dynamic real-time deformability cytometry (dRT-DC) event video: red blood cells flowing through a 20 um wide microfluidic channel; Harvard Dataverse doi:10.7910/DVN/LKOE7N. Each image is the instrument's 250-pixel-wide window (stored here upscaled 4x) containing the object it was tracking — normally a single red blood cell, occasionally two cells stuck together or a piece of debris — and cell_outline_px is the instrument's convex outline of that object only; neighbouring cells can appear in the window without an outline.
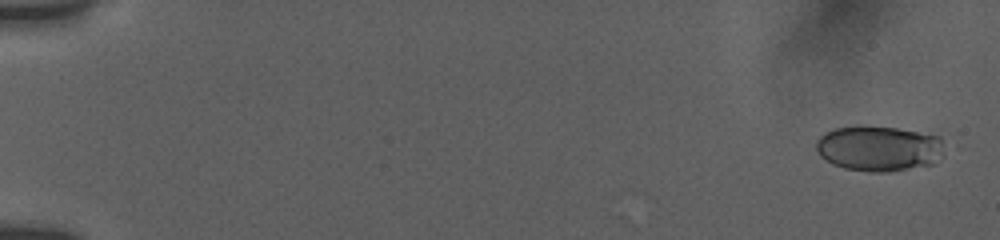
{"species": "human", "species_latin": "Homo sapiens", "temperature_condition": "room temperature", "stored_images_in_passage": 52, "camera_frame_rate_fps": 3000, "um_per_image_px": 0.085, "donor": {"sex": "female"}, "frame": {"image": 1, "passage_image": 7, "time_ms": 0.667, "image_size_px": [1000, 240], "cell_outline_px": [[944, 156], [932, 164], [888, 172], [872, 172], [844, 168], [832, 164], [820, 156], [816, 148], [816, 140], [824, 132], [836, 128], [856, 124], [864, 124], [896, 128], [940, 136]], "centroid_in_image_um": [74.67, 12.59], "position_along_channel_um": 10.3, "area_um2": 34.39}}
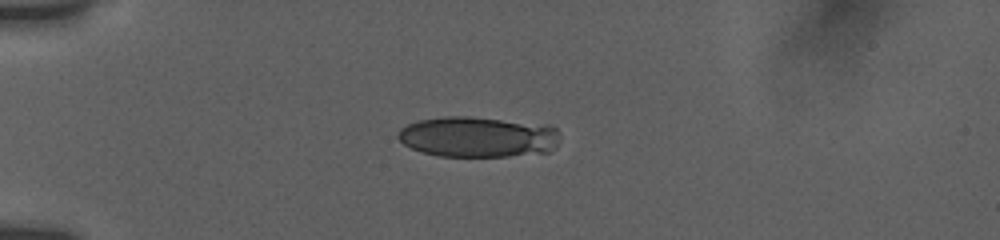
{"frame": {"image": 2, "passage_image": 47, "time_ms": 5.333, "image_size_px": [1000, 240], "cell_outline_px": [[560, 136], [556, 148], [548, 152], [508, 156], [440, 156], [424, 152], [412, 148], [404, 144], [396, 136], [400, 128], [408, 124], [420, 120], [444, 116], [468, 116], [552, 124], [560, 132]], "centroid_in_image_um": [40.7, 11.62], "position_along_channel_um": 44.3, "area_um2": 38.78}}